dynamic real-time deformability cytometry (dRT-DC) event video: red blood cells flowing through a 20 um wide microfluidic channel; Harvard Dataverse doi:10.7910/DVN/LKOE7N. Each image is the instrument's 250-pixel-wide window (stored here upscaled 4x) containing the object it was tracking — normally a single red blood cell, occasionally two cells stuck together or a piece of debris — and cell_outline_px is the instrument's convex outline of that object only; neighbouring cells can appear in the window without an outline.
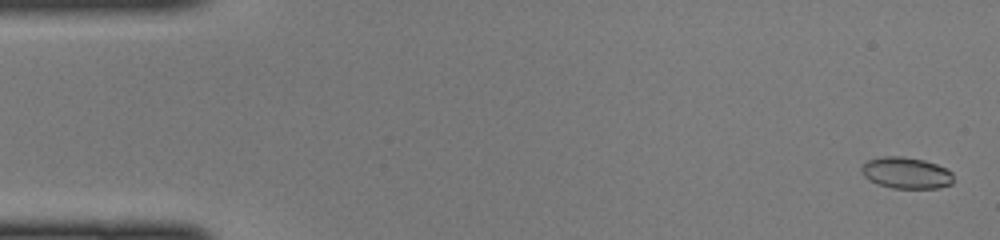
{"species": "common noctule bat (a hibernating species)", "species_latin": "Nyctalus noctula", "temperature_condition": "cold", "stored_images_in_passage": 48, "camera_frame_rate_fps": 3000, "um_per_image_px": 0.085, "animal": {"sex": "female", "body_mass_g": 22.0, "forearm_length_mm": 56.7}, "frame": {"image": 1, "passage_image": 2, "time_ms": 0.333, "image_size_px": [1000, 240], "cell_outline_px": [[952, 184], [936, 188], [892, 188], [876, 184], [868, 180], [864, 176], [860, 168], [868, 160], [884, 156], [900, 156], [924, 160], [936, 164], [952, 172]], "centroid_in_image_um": [77.0, 14.7], "position_along_channel_um": 8.0, "area_um2": 16.76}}
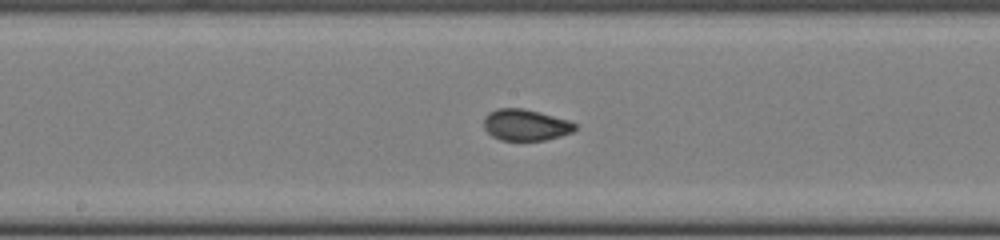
{"frame": {"image": 2, "passage_image": 25, "time_ms": 8.0, "image_size_px": [1000, 240], "cell_outline_px": [[576, 128], [572, 132], [560, 136], [544, 140], [500, 140], [492, 136], [484, 128], [484, 116], [488, 112], [496, 108], [520, 108], [568, 120], [576, 124]], "centroid_in_image_um": [44.63, 10.62], "position_along_channel_um": 203.6, "area_um2": 16.47}}
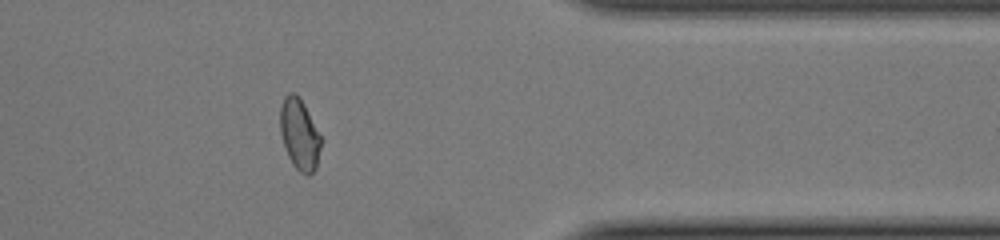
{"frame": {"image": 3, "passage_image": 39, "time_ms": 12.667, "image_size_px": [1000, 240], "cell_outline_px": [[320, 148], [316, 168], [308, 176], [300, 172], [292, 164], [288, 156], [280, 132], [280, 108], [284, 96], [288, 92], [292, 92], [304, 104], [320, 136]], "centroid_in_image_um": [25.43, 11.43], "position_along_channel_um": 386.0, "area_um2": 16.53}}